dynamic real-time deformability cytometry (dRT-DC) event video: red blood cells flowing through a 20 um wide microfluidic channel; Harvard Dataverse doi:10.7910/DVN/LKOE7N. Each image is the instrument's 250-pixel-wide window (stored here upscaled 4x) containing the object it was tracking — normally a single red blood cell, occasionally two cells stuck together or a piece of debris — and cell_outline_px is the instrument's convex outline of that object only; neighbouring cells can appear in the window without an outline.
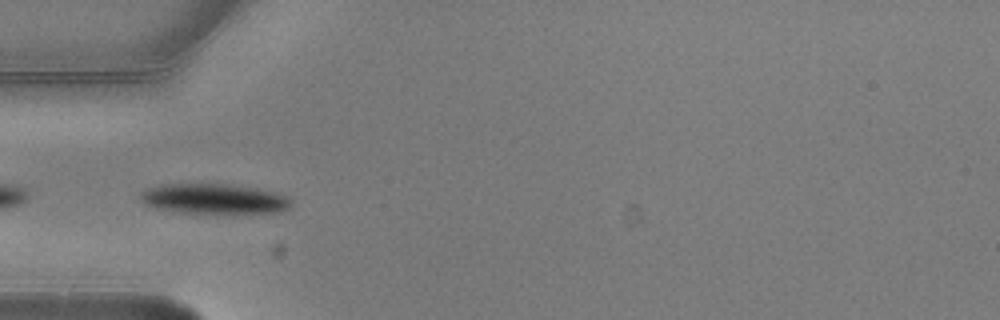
{"species": "common noctule bat (a hibernating species)", "species_latin": "Nyctalus noctula", "temperature_condition": "warm", "stored_images_in_passage": 4, "camera_frame_rate_fps": 3000, "um_per_image_px": 0.085, "animal": {"sex": "male", "body_mass_g": 20.5, "forearm_length_mm": 52.5}, "frame": {"image": 1, "passage_image": 4, "time_ms": 1.0, "image_size_px": [1000, 320], "cell_outline_px": [[292, 204], [288, 208], [276, 212], [184, 212], [156, 208], [144, 204], [140, 200], [140, 192], [148, 188], [160, 184], [224, 184], [280, 192], [288, 196], [292, 200]], "centroid_in_image_um": [18.18, 16.88], "position_along_channel_um": 66.8, "area_um2": 26.07}}